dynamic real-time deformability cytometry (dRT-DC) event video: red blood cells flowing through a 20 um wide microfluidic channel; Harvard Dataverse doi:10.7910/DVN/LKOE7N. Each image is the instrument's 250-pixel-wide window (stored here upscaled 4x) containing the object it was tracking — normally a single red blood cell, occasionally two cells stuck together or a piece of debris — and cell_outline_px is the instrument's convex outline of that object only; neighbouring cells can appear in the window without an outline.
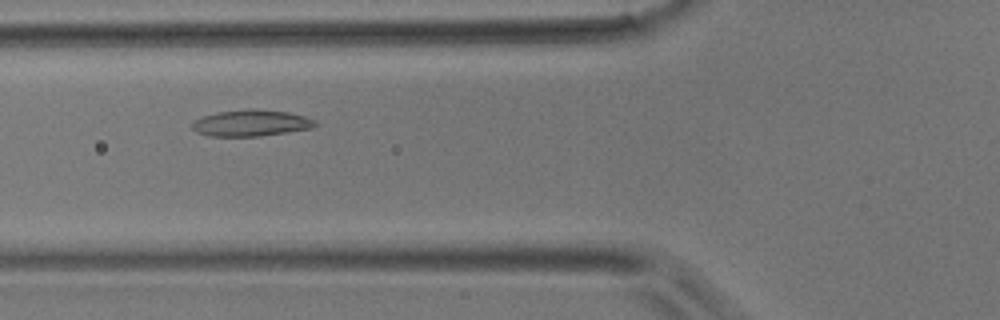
{"species": "common noctule bat (a hibernating species)", "species_latin": "Nyctalus noctula", "temperature_condition": "room temperature", "stored_images_in_passage": 3, "camera_frame_rate_fps": 3000, "um_per_image_px": 0.085, "animal": {"sex": "male", "body_mass_g": 17.9}, "frame": {"image": 1, "passage_image": 3, "time_ms": 0.667, "image_size_px": [1000, 320], "cell_outline_px": [[316, 124], [312, 128], [260, 136], [208, 136], [196, 132], [192, 128], [192, 124], [196, 120], [204, 116], [216, 112], [288, 112], [304, 116], [316, 120]], "centroid_in_image_um": [21.33, 10.51], "position_along_channel_um": 104.5, "area_um2": 17.8}}